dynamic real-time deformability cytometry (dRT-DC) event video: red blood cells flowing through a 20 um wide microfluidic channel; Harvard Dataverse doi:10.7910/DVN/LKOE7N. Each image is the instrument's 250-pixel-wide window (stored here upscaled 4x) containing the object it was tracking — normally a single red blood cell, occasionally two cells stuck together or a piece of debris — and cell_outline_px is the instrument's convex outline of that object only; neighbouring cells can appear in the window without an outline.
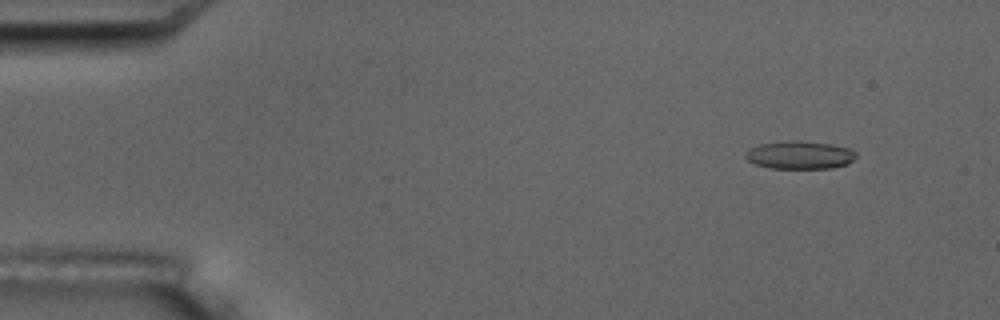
{"species": "common noctule bat (a hibernating species)", "species_latin": "Nyctalus noctula", "temperature_condition": "room temperature", "stored_images_in_passage": 5, "camera_frame_rate_fps": 3000, "um_per_image_px": 0.085, "animal": {"sex": "male", "body_mass_g": 17.5, "forearm_length_mm": 52.3}, "frame": {"image": 1, "passage_image": 2, "time_ms": 1.333, "image_size_px": [1000, 320], "cell_outline_px": [[856, 156], [848, 164], [832, 168], [768, 168], [756, 164], [748, 160], [744, 156], [744, 152], [760, 144], [784, 140], [796, 140], [828, 144], [848, 148], [856, 152]], "centroid_in_image_um": [67.95, 13.17], "position_along_channel_um": 17.0, "area_um2": 17.98}}
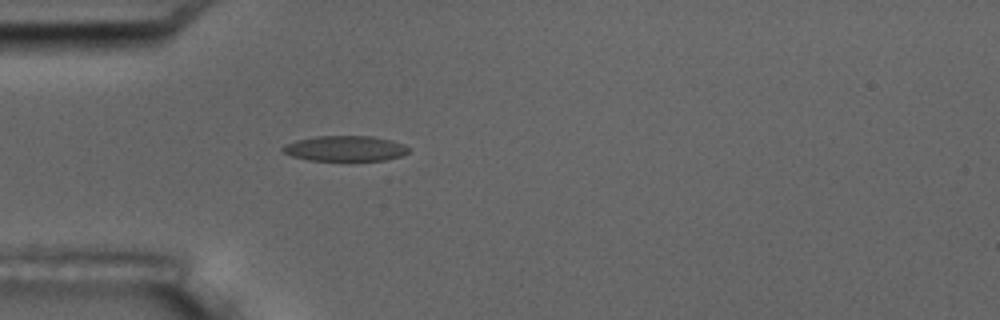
{"frame": {"image": 2, "passage_image": 5, "time_ms": 5.0, "image_size_px": [1000, 320], "cell_outline_px": [[408, 152], [404, 156], [384, 160], [308, 160], [292, 156], [280, 152], [280, 148], [284, 144], [296, 140], [316, 136], [372, 136], [392, 140], [404, 144], [408, 148]], "centroid_in_image_um": [29.31, 12.61], "position_along_channel_um": 55.7, "area_um2": 18.79}}